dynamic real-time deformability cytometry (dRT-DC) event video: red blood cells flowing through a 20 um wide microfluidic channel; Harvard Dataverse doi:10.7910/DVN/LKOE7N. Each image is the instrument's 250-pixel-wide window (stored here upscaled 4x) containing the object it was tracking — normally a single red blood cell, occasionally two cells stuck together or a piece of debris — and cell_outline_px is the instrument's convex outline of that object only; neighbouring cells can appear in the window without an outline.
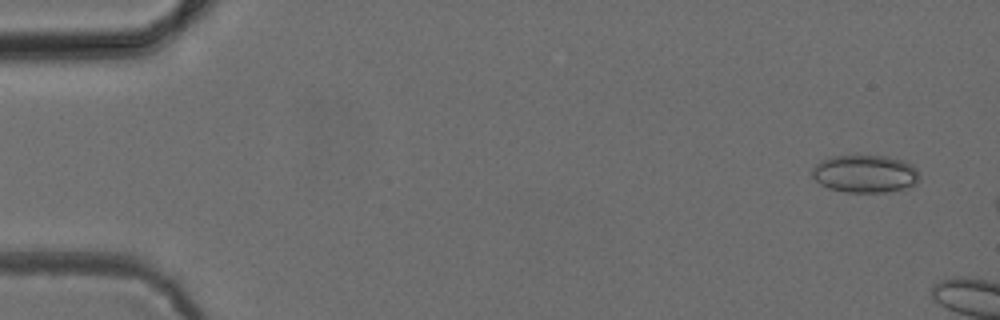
{"species": "common noctule bat (a hibernating species)", "species_latin": "Nyctalus noctula", "temperature_condition": "cold", "stored_images_in_passage": 7, "camera_frame_rate_fps": 3000, "um_per_image_px": 0.085, "animal": {"sex": "female", "body_mass_g": 24.6, "forearm_length_mm": 56.2}, "frame": {"image": 1, "passage_image": 1, "time_ms": 0.0, "image_size_px": [1000, 320], "cell_outline_px": [[920, 176], [916, 184], [904, 188], [884, 192], [844, 192], [828, 188], [820, 184], [812, 176], [812, 168], [820, 160], [836, 156], [888, 156], [904, 160], [912, 164], [916, 168]], "centroid_in_image_um": [73.54, 14.77], "position_along_channel_um": 11.5, "area_um2": 23.64}}
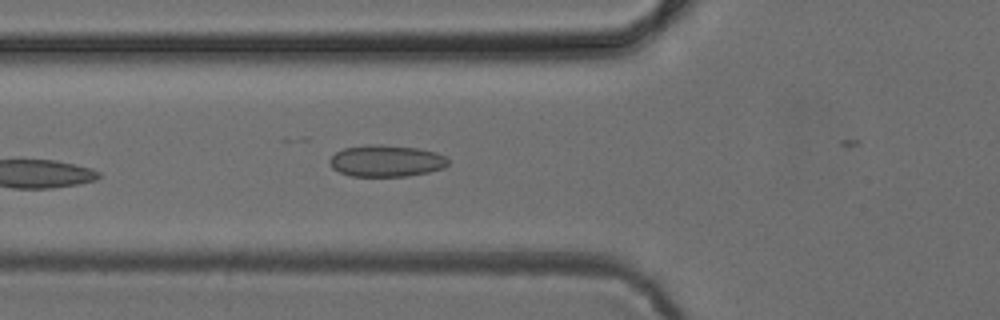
{"frame": {"image": 2, "passage_image": 7, "time_ms": 8.0, "image_size_px": [1000, 320], "cell_outline_px": [[448, 164], [444, 168], [428, 172], [408, 176], [352, 176], [340, 172], [332, 168], [328, 160], [336, 152], [344, 148], [368, 144], [380, 144], [420, 148], [436, 152], [444, 156], [448, 160]], "centroid_in_image_um": [32.83, 13.67], "position_along_channel_um": 93.0, "area_um2": 21.96}}